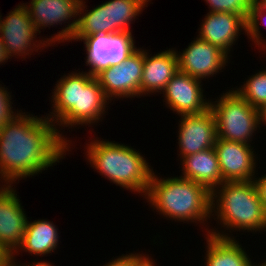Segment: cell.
I'll return each mask as SVG.
<instances>
[{"mask_svg": "<svg viewBox=\"0 0 266 266\" xmlns=\"http://www.w3.org/2000/svg\"><path fill=\"white\" fill-rule=\"evenodd\" d=\"M86 145L91 167L117 186L146 196L154 171L139 151L115 141L94 139Z\"/></svg>", "mask_w": 266, "mask_h": 266, "instance_id": "277c9868", "label": "cell"}, {"mask_svg": "<svg viewBox=\"0 0 266 266\" xmlns=\"http://www.w3.org/2000/svg\"><path fill=\"white\" fill-rule=\"evenodd\" d=\"M202 81L178 71L162 91L166 106L180 115L200 114L210 108L204 99Z\"/></svg>", "mask_w": 266, "mask_h": 266, "instance_id": "7c38bea8", "label": "cell"}, {"mask_svg": "<svg viewBox=\"0 0 266 266\" xmlns=\"http://www.w3.org/2000/svg\"><path fill=\"white\" fill-rule=\"evenodd\" d=\"M178 145L180 158L213 148L217 140L215 118L210 108L200 114L180 115Z\"/></svg>", "mask_w": 266, "mask_h": 266, "instance_id": "4fadbf2b", "label": "cell"}, {"mask_svg": "<svg viewBox=\"0 0 266 266\" xmlns=\"http://www.w3.org/2000/svg\"><path fill=\"white\" fill-rule=\"evenodd\" d=\"M202 21L198 37L218 47L227 56L240 36L241 30L245 34L247 30V19L236 13L208 12Z\"/></svg>", "mask_w": 266, "mask_h": 266, "instance_id": "2e32d148", "label": "cell"}, {"mask_svg": "<svg viewBox=\"0 0 266 266\" xmlns=\"http://www.w3.org/2000/svg\"><path fill=\"white\" fill-rule=\"evenodd\" d=\"M207 230L206 266H253L239 241L229 234L214 229ZM222 233V234H221ZM227 234V235H226Z\"/></svg>", "mask_w": 266, "mask_h": 266, "instance_id": "ac0fdd59", "label": "cell"}, {"mask_svg": "<svg viewBox=\"0 0 266 266\" xmlns=\"http://www.w3.org/2000/svg\"><path fill=\"white\" fill-rule=\"evenodd\" d=\"M147 254H140L135 253V254H126L122 256L117 257L116 259H112L109 261L107 264L103 266H138L147 256Z\"/></svg>", "mask_w": 266, "mask_h": 266, "instance_id": "4316f807", "label": "cell"}, {"mask_svg": "<svg viewBox=\"0 0 266 266\" xmlns=\"http://www.w3.org/2000/svg\"><path fill=\"white\" fill-rule=\"evenodd\" d=\"M10 57L8 56L6 46L0 40V64L7 62Z\"/></svg>", "mask_w": 266, "mask_h": 266, "instance_id": "f1b7e54d", "label": "cell"}, {"mask_svg": "<svg viewBox=\"0 0 266 266\" xmlns=\"http://www.w3.org/2000/svg\"><path fill=\"white\" fill-rule=\"evenodd\" d=\"M211 192L201 184L181 177L160 178L152 174L147 202L159 214L181 222H208L212 216Z\"/></svg>", "mask_w": 266, "mask_h": 266, "instance_id": "3957f363", "label": "cell"}, {"mask_svg": "<svg viewBox=\"0 0 266 266\" xmlns=\"http://www.w3.org/2000/svg\"><path fill=\"white\" fill-rule=\"evenodd\" d=\"M58 228L53 222L38 219L33 222L27 220L21 245L14 252L22 250L35 256H45L56 250L59 243Z\"/></svg>", "mask_w": 266, "mask_h": 266, "instance_id": "ffe728a7", "label": "cell"}, {"mask_svg": "<svg viewBox=\"0 0 266 266\" xmlns=\"http://www.w3.org/2000/svg\"><path fill=\"white\" fill-rule=\"evenodd\" d=\"M12 255L0 245V266H2Z\"/></svg>", "mask_w": 266, "mask_h": 266, "instance_id": "f546056e", "label": "cell"}, {"mask_svg": "<svg viewBox=\"0 0 266 266\" xmlns=\"http://www.w3.org/2000/svg\"><path fill=\"white\" fill-rule=\"evenodd\" d=\"M253 181L256 185L260 200L266 211V174L264 176L262 175L260 178H254Z\"/></svg>", "mask_w": 266, "mask_h": 266, "instance_id": "83f0119b", "label": "cell"}, {"mask_svg": "<svg viewBox=\"0 0 266 266\" xmlns=\"http://www.w3.org/2000/svg\"><path fill=\"white\" fill-rule=\"evenodd\" d=\"M151 0H110L111 34L131 32L130 24Z\"/></svg>", "mask_w": 266, "mask_h": 266, "instance_id": "7402d4cb", "label": "cell"}, {"mask_svg": "<svg viewBox=\"0 0 266 266\" xmlns=\"http://www.w3.org/2000/svg\"><path fill=\"white\" fill-rule=\"evenodd\" d=\"M266 13V0H255L252 4L249 12V16L247 18V30L246 34L247 37L250 38L256 45H260V48L263 47L266 49V41H263L262 37L263 35L260 34V23L262 20L263 15ZM266 18V17H265ZM263 24H266V19ZM265 45V46H264Z\"/></svg>", "mask_w": 266, "mask_h": 266, "instance_id": "cb8c5ba5", "label": "cell"}, {"mask_svg": "<svg viewBox=\"0 0 266 266\" xmlns=\"http://www.w3.org/2000/svg\"><path fill=\"white\" fill-rule=\"evenodd\" d=\"M178 72L176 49L149 55L144 50V65L140 84V96L161 92L170 79Z\"/></svg>", "mask_w": 266, "mask_h": 266, "instance_id": "e0dca14e", "label": "cell"}, {"mask_svg": "<svg viewBox=\"0 0 266 266\" xmlns=\"http://www.w3.org/2000/svg\"><path fill=\"white\" fill-rule=\"evenodd\" d=\"M85 3L84 0H81L80 2L78 8V23L73 37H87L93 34H111L109 3L106 1L103 4L94 7L89 12L85 9L87 7L85 6Z\"/></svg>", "mask_w": 266, "mask_h": 266, "instance_id": "44dd1931", "label": "cell"}, {"mask_svg": "<svg viewBox=\"0 0 266 266\" xmlns=\"http://www.w3.org/2000/svg\"><path fill=\"white\" fill-rule=\"evenodd\" d=\"M15 256L12 255L11 258H9L2 266H24V265H20V264H15Z\"/></svg>", "mask_w": 266, "mask_h": 266, "instance_id": "836d02e7", "label": "cell"}, {"mask_svg": "<svg viewBox=\"0 0 266 266\" xmlns=\"http://www.w3.org/2000/svg\"><path fill=\"white\" fill-rule=\"evenodd\" d=\"M81 0H31L29 5L24 4L28 10V14L33 21V24L39 32L40 29H46V27L61 25L63 23L70 22L71 18H74L72 23H68L65 28L57 32V35L46 38L45 40L51 44L71 41L78 23V8ZM68 20V22H66Z\"/></svg>", "mask_w": 266, "mask_h": 266, "instance_id": "ba28073f", "label": "cell"}, {"mask_svg": "<svg viewBox=\"0 0 266 266\" xmlns=\"http://www.w3.org/2000/svg\"><path fill=\"white\" fill-rule=\"evenodd\" d=\"M1 16L0 40L6 46L9 57H16V55L22 57L24 55L22 58L25 59L24 57L26 55L29 56L33 51L38 52L39 48H46V46L48 47L50 45L44 39L39 40L40 43L35 39L39 34H36L37 30L24 3L16 6L13 11L11 10L4 19Z\"/></svg>", "mask_w": 266, "mask_h": 266, "instance_id": "30bf717a", "label": "cell"}, {"mask_svg": "<svg viewBox=\"0 0 266 266\" xmlns=\"http://www.w3.org/2000/svg\"><path fill=\"white\" fill-rule=\"evenodd\" d=\"M187 47L182 53L176 52L178 71L200 81L216 75L228 63L229 56L198 36Z\"/></svg>", "mask_w": 266, "mask_h": 266, "instance_id": "8fae6325", "label": "cell"}, {"mask_svg": "<svg viewBox=\"0 0 266 266\" xmlns=\"http://www.w3.org/2000/svg\"><path fill=\"white\" fill-rule=\"evenodd\" d=\"M181 178L189 179L206 187L211 193L223 183L219 162L214 147L185 156Z\"/></svg>", "mask_w": 266, "mask_h": 266, "instance_id": "d6986e66", "label": "cell"}, {"mask_svg": "<svg viewBox=\"0 0 266 266\" xmlns=\"http://www.w3.org/2000/svg\"><path fill=\"white\" fill-rule=\"evenodd\" d=\"M253 266H266V261L264 263H261L260 265L259 264L258 265L257 264L255 265V263H253Z\"/></svg>", "mask_w": 266, "mask_h": 266, "instance_id": "e575fe53", "label": "cell"}, {"mask_svg": "<svg viewBox=\"0 0 266 266\" xmlns=\"http://www.w3.org/2000/svg\"><path fill=\"white\" fill-rule=\"evenodd\" d=\"M138 266H155L152 258L147 255V257Z\"/></svg>", "mask_w": 266, "mask_h": 266, "instance_id": "1f68e13d", "label": "cell"}, {"mask_svg": "<svg viewBox=\"0 0 266 266\" xmlns=\"http://www.w3.org/2000/svg\"><path fill=\"white\" fill-rule=\"evenodd\" d=\"M57 128L46 116L37 117L22 111L0 127L2 185L4 182L12 186L17 179L38 175L59 163L66 151H71V141Z\"/></svg>", "mask_w": 266, "mask_h": 266, "instance_id": "6da1fadb", "label": "cell"}, {"mask_svg": "<svg viewBox=\"0 0 266 266\" xmlns=\"http://www.w3.org/2000/svg\"><path fill=\"white\" fill-rule=\"evenodd\" d=\"M253 148L249 144L217 138L214 149L223 182L250 181L255 178L257 159Z\"/></svg>", "mask_w": 266, "mask_h": 266, "instance_id": "5bb4252c", "label": "cell"}, {"mask_svg": "<svg viewBox=\"0 0 266 266\" xmlns=\"http://www.w3.org/2000/svg\"><path fill=\"white\" fill-rule=\"evenodd\" d=\"M55 85L51 96L53 110L47 116L52 123L68 128L84 124L91 126L104 117L109 99L94 75L71 72L63 75Z\"/></svg>", "mask_w": 266, "mask_h": 266, "instance_id": "7a4b0ae2", "label": "cell"}, {"mask_svg": "<svg viewBox=\"0 0 266 266\" xmlns=\"http://www.w3.org/2000/svg\"><path fill=\"white\" fill-rule=\"evenodd\" d=\"M11 93L0 85V127L5 125L8 121L12 120L18 113L13 112Z\"/></svg>", "mask_w": 266, "mask_h": 266, "instance_id": "484cf974", "label": "cell"}, {"mask_svg": "<svg viewBox=\"0 0 266 266\" xmlns=\"http://www.w3.org/2000/svg\"><path fill=\"white\" fill-rule=\"evenodd\" d=\"M10 185L0 187V245L11 255L21 245L27 216L16 190Z\"/></svg>", "mask_w": 266, "mask_h": 266, "instance_id": "9a60e30c", "label": "cell"}, {"mask_svg": "<svg viewBox=\"0 0 266 266\" xmlns=\"http://www.w3.org/2000/svg\"><path fill=\"white\" fill-rule=\"evenodd\" d=\"M233 89L223 93L217 101H210L217 138L251 145L252 136L260 127L258 109L251 106Z\"/></svg>", "mask_w": 266, "mask_h": 266, "instance_id": "8992f818", "label": "cell"}, {"mask_svg": "<svg viewBox=\"0 0 266 266\" xmlns=\"http://www.w3.org/2000/svg\"><path fill=\"white\" fill-rule=\"evenodd\" d=\"M134 37L130 32L117 34H93L87 37H72L71 40L82 41L86 48V64L91 68V75L102 69L118 66L137 49Z\"/></svg>", "mask_w": 266, "mask_h": 266, "instance_id": "52a82bcc", "label": "cell"}, {"mask_svg": "<svg viewBox=\"0 0 266 266\" xmlns=\"http://www.w3.org/2000/svg\"><path fill=\"white\" fill-rule=\"evenodd\" d=\"M234 91L251 106L259 109L266 104V70L250 76L242 87Z\"/></svg>", "mask_w": 266, "mask_h": 266, "instance_id": "603a6c76", "label": "cell"}, {"mask_svg": "<svg viewBox=\"0 0 266 266\" xmlns=\"http://www.w3.org/2000/svg\"><path fill=\"white\" fill-rule=\"evenodd\" d=\"M258 115H259V125L262 126V123L266 124V104L262 105L258 109Z\"/></svg>", "mask_w": 266, "mask_h": 266, "instance_id": "4dcf8cb0", "label": "cell"}, {"mask_svg": "<svg viewBox=\"0 0 266 266\" xmlns=\"http://www.w3.org/2000/svg\"><path fill=\"white\" fill-rule=\"evenodd\" d=\"M24 266H54L51 263L47 262V261H38V262H32V264L29 265H24Z\"/></svg>", "mask_w": 266, "mask_h": 266, "instance_id": "d6a6232c", "label": "cell"}, {"mask_svg": "<svg viewBox=\"0 0 266 266\" xmlns=\"http://www.w3.org/2000/svg\"><path fill=\"white\" fill-rule=\"evenodd\" d=\"M209 5V12H230L249 16L250 8L255 0H205Z\"/></svg>", "mask_w": 266, "mask_h": 266, "instance_id": "d4e9b609", "label": "cell"}, {"mask_svg": "<svg viewBox=\"0 0 266 266\" xmlns=\"http://www.w3.org/2000/svg\"><path fill=\"white\" fill-rule=\"evenodd\" d=\"M143 65L144 49L139 47L123 63L104 68L95 77L110 101L140 97Z\"/></svg>", "mask_w": 266, "mask_h": 266, "instance_id": "9c48e42d", "label": "cell"}, {"mask_svg": "<svg viewBox=\"0 0 266 266\" xmlns=\"http://www.w3.org/2000/svg\"><path fill=\"white\" fill-rule=\"evenodd\" d=\"M211 195L212 216L225 230L266 231V211L253 180L223 182Z\"/></svg>", "mask_w": 266, "mask_h": 266, "instance_id": "5b68a950", "label": "cell"}]
</instances>
